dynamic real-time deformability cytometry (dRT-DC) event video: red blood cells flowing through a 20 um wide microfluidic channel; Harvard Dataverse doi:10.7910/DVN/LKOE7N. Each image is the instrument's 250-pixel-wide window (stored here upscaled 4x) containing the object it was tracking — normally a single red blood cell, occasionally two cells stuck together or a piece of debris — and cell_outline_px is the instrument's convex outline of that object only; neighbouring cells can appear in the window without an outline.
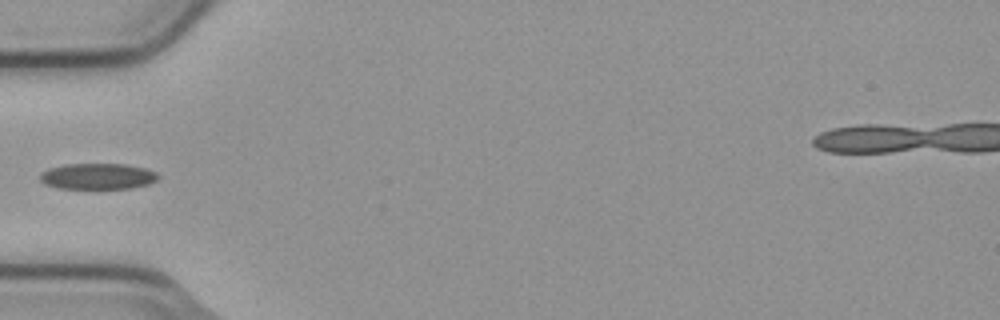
{"species": "common noctule bat (a hibernating species)", "species_latin": "Nyctalus noctula", "temperature_condition": "cold", "stored_images_in_passage": 5, "camera_frame_rate_fps": 3000, "um_per_image_px": 0.085, "animal": {"sex": "male", "body_mass_g": 23.1, "forearm_length_mm": 52.7}, "frame": {"image": 1, "passage_image": 4, "time_ms": 1.0, "image_size_px": [1000, 320], "cell_outline_px": [[160, 176], [156, 180], [148, 184], [132, 188], [56, 188], [44, 184], [40, 180], [40, 172], [48, 168], [68, 164], [124, 164], [144, 168], [156, 172]], "centroid_in_image_um": [8.28, 14.98], "position_along_channel_um": 76.7, "area_um2": 17.86}}
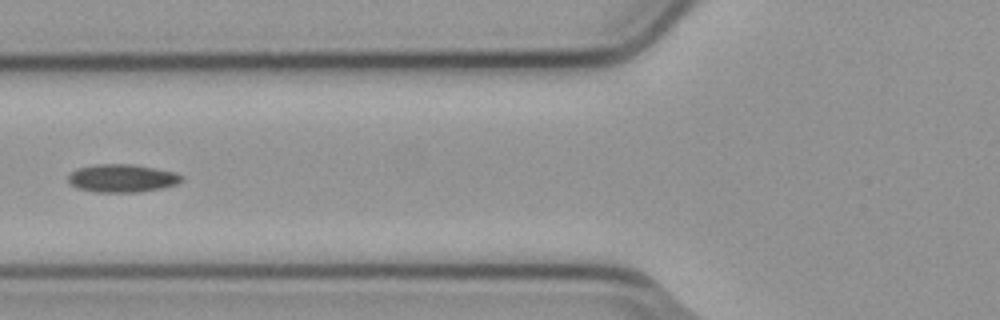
{"frame": {"image": 2, "passage_image": 5, "time_ms": 1.333, "image_size_px": [1000, 320], "cell_outline_px": [[184, 180], [176, 184], [164, 188], [136, 192], [96, 192], [76, 188], [68, 180], [68, 176], [76, 168], [96, 164], [132, 164], [172, 172], [184, 176]], "centroid_in_image_um": [10.37, 15.15], "position_along_channel_um": 115.4, "area_um2": 18.44}}